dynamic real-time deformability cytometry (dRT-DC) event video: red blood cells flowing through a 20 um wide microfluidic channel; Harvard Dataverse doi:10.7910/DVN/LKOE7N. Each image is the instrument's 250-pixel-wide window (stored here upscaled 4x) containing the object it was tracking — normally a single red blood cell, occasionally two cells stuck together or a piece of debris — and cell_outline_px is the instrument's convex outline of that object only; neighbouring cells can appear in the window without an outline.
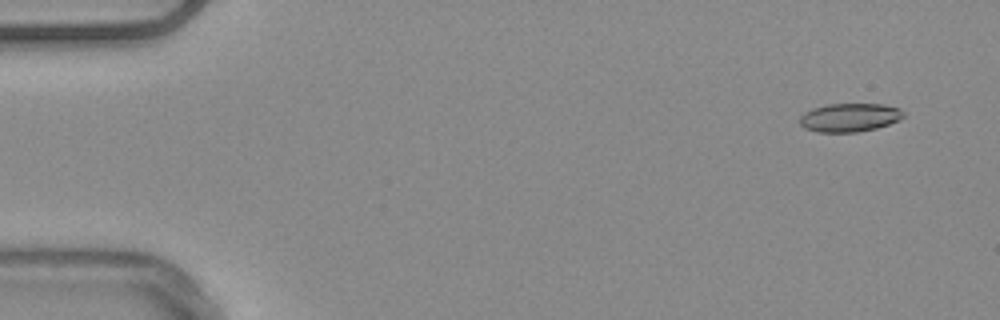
{"species": "common noctule bat (a hibernating species)", "species_latin": "Nyctalus noctula", "temperature_condition": "warm", "stored_images_in_passage": 55, "camera_frame_rate_fps": 3000, "um_per_image_px": 0.085, "animal": {"sex": "male", "body_mass_g": 20.4}, "frame": {"image": 1, "passage_image": 4, "time_ms": 1.0, "image_size_px": [1000, 320], "cell_outline_px": [[904, 116], [900, 120], [876, 128], [860, 132], [820, 132], [804, 128], [800, 124], [800, 116], [804, 112], [812, 108], [828, 104], [884, 104], [900, 108], [904, 112]], "centroid_in_image_um": [72.23, 9.98], "position_along_channel_um": 12.8, "area_um2": 17.34}}
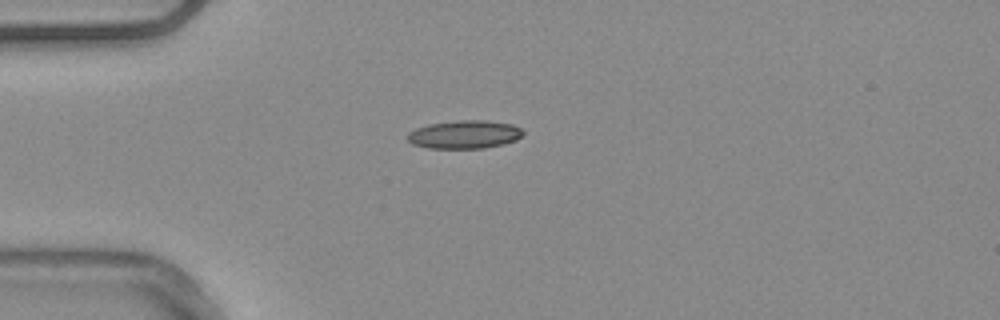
{"frame": {"image": 2, "passage_image": 15, "time_ms": 4.667, "image_size_px": [1000, 320], "cell_outline_px": [[524, 132], [516, 140], [504, 144], [484, 148], [428, 148], [412, 144], [408, 140], [408, 132], [416, 128], [428, 124], [460, 120], [484, 120], [512, 124], [520, 128]], "centroid_in_image_um": [39.47, 11.43], "position_along_channel_um": 45.5, "area_um2": 18.96}}
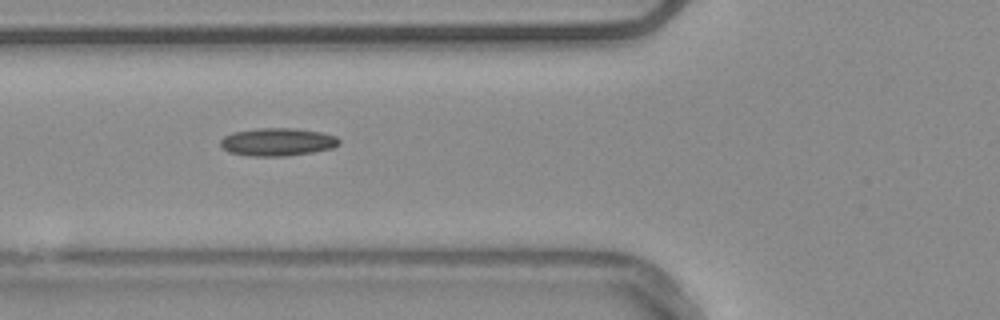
{"frame": {"image": 3, "passage_image": 21, "time_ms": 6.667, "image_size_px": [1000, 320], "cell_outline_px": [[340, 144], [332, 148], [312, 152], [288, 156], [248, 156], [228, 152], [220, 144], [220, 140], [224, 136], [232, 132], [256, 128], [296, 128], [320, 132], [336, 136], [340, 140]], "centroid_in_image_um": [23.57, 12.06], "position_along_channel_um": 102.2, "area_um2": 19.42}}